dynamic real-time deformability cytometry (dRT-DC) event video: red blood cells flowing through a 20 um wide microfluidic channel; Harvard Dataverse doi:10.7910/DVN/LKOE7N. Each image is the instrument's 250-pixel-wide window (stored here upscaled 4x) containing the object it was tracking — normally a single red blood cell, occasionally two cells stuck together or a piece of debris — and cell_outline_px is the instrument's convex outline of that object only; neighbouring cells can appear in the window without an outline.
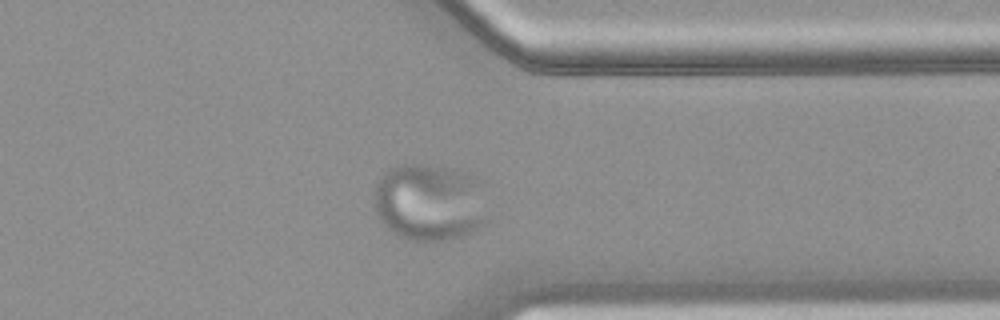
{"species": "common noctule bat (a hibernating species)", "species_latin": "Nyctalus noctula", "temperature_condition": "warm", "stored_images_in_passage": 38, "segment_of_instrument_passage": [1, 2], "camera_frame_rate_fps": 3000, "um_per_image_px": 0.085, "animal": {"sex": "female", "body_mass_g": 18.4}, "frame": {"image": 1, "passage_image": 27, "time_ms": 8.667, "image_size_px": [1000, 320], "cell_outline_px": [[484, 224], [468, 232], [456, 236], [440, 240], [412, 240], [400, 236], [392, 232], [384, 224], [376, 212], [376, 184], [384, 172], [388, 168], [400, 164], [424, 164], [452, 168], [464, 172], [472, 180], [484, 220]], "centroid_in_image_um": [36.34, 17.18], "position_along_channel_um": 375.1, "area_um2": 48.78}}